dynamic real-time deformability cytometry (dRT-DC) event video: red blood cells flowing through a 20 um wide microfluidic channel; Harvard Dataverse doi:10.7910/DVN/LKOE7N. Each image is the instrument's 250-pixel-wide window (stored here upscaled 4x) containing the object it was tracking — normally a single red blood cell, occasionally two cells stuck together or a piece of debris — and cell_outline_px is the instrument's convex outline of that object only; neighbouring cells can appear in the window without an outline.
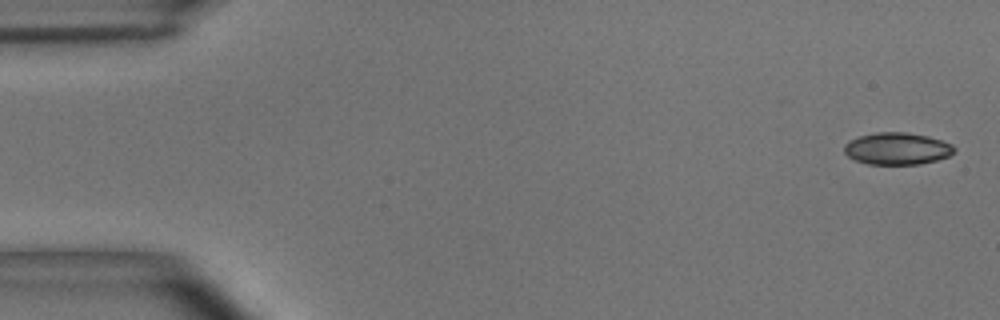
{"species": "common noctule bat (a hibernating species)", "species_latin": "Nyctalus noctula", "temperature_condition": "room temperature", "stored_images_in_passage": 5, "camera_frame_rate_fps": 3000, "um_per_image_px": 0.085, "animal": {"sex": "male", "body_mass_g": 15.6}, "frame": {"image": 1, "passage_image": 1, "time_ms": 0.0, "image_size_px": [1000, 320], "cell_outline_px": [[956, 152], [948, 156], [936, 160], [920, 164], [868, 164], [856, 160], [848, 156], [844, 152], [844, 144], [848, 140], [860, 136], [876, 132], [904, 132], [928, 136], [952, 144], [956, 148]], "centroid_in_image_um": [76.26, 12.63], "position_along_channel_um": 8.7, "area_um2": 20.58}}
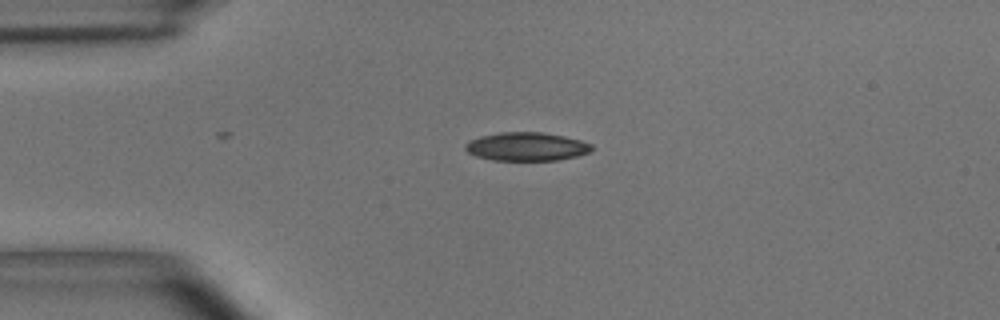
{"frame": {"image": 2, "passage_image": 4, "time_ms": 1.0, "image_size_px": [1000, 320], "cell_outline_px": [[592, 152], [576, 156], [556, 160], [492, 160], [476, 156], [468, 152], [464, 148], [464, 144], [468, 140], [480, 136], [500, 132], [544, 132], [564, 136], [580, 140], [592, 144]], "centroid_in_image_um": [44.74, 12.45], "position_along_channel_um": 40.3, "area_um2": 21.1}}